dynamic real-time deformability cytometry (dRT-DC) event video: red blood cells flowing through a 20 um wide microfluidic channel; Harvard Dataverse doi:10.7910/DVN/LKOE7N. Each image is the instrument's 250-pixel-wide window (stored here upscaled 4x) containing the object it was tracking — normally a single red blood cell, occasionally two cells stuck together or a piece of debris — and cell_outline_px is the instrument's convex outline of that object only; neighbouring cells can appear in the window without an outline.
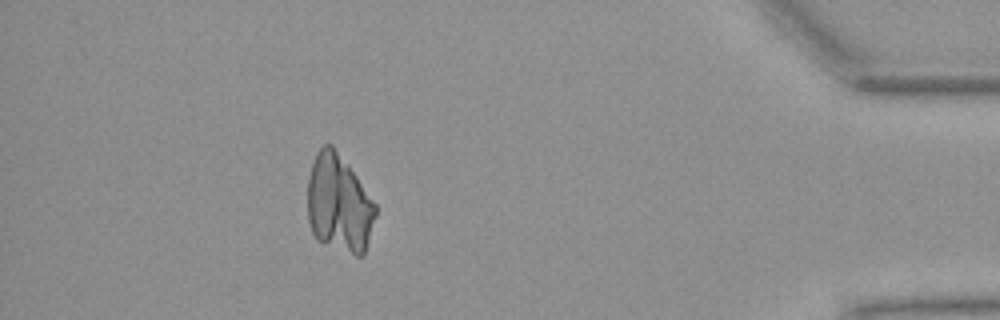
{"species": "Egyptian fruit bat (a non-hibernating species)", "species_latin": "Rousettus aegyptiacus", "temperature_condition": "warm", "stored_images_in_passage": 52, "camera_frame_rate_fps": 3000, "um_per_image_px": 0.085, "animal": {"sex": "female"}, "frame": {"image": 1, "passage_image": 47, "time_ms": 15.333, "image_size_px": [1000, 320], "cell_outline_px": [[376, 216], [364, 256], [356, 256], [316, 240], [312, 232], [308, 220], [308, 176], [316, 152], [324, 144], [332, 144], [348, 164], [376, 204]], "centroid_in_image_um": [28.81, 17.32], "position_along_channel_um": 406.4, "area_um2": 38.9}}